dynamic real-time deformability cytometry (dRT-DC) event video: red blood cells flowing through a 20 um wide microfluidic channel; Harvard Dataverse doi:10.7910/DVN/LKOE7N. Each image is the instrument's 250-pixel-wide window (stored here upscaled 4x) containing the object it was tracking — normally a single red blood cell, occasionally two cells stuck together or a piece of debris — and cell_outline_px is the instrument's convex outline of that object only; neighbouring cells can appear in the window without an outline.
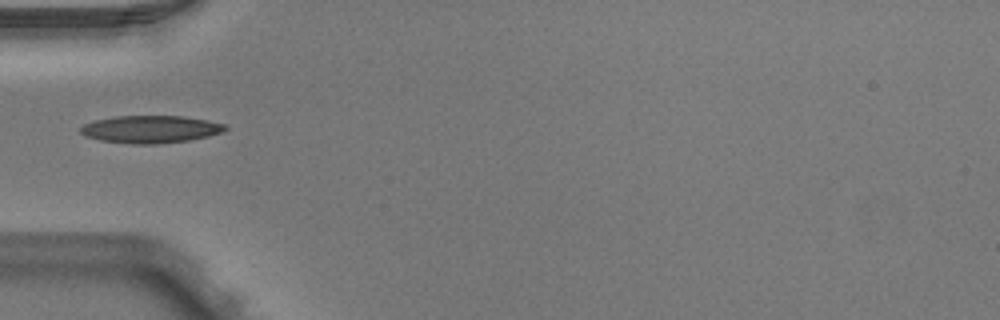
{"species": "Egyptian fruit bat (a non-hibernating species)", "species_latin": "Rousettus aegyptiacus", "temperature_condition": "warm", "stored_images_in_passage": 1, "camera_frame_rate_fps": 3000, "um_per_image_px": 0.085, "animal": {"sex": "male"}, "frame": {"image": 1, "passage_image": 1, "time_ms": 0.0, "image_size_px": [1000, 320], "cell_outline_px": [[228, 128], [220, 132], [208, 136], [188, 140], [156, 144], [132, 144], [100, 140], [88, 136], [80, 132], [80, 128], [84, 124], [96, 120], [116, 116], [184, 116], [208, 120], [224, 124]], "centroid_in_image_um": [12.8, 10.98], "position_along_channel_um": 72.2, "area_um2": 22.95}}